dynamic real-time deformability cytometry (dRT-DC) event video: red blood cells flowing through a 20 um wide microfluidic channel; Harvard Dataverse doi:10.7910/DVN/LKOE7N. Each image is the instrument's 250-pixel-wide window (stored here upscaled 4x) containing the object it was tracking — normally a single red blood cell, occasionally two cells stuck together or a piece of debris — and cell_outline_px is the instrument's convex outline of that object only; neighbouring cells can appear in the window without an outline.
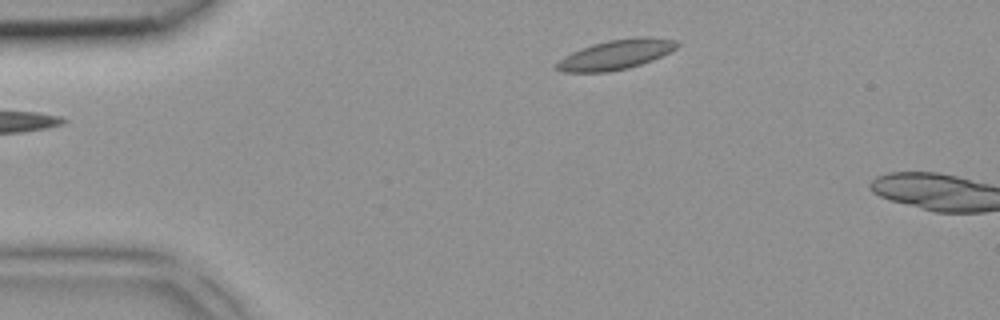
{"species": "common noctule bat (a hibernating species)", "species_latin": "Nyctalus noctula", "temperature_condition": "room temperature", "stored_images_in_passage": 2, "camera_frame_rate_fps": 3000, "um_per_image_px": 0.085, "animal": {"sex": "female", "body_mass_g": 18.4}, "frame": {"image": 1, "passage_image": 1, "time_ms": 0.0, "image_size_px": [1000, 320], "cell_outline_px": [[680, 44], [676, 48], [652, 60], [628, 68], [608, 72], [564, 72], [556, 68], [556, 64], [564, 56], [572, 52], [592, 44], [608, 40], [636, 36], [652, 36], [676, 40]], "centroid_in_image_um": [52.38, 4.62], "position_along_channel_um": 32.6, "area_um2": 20.81}}